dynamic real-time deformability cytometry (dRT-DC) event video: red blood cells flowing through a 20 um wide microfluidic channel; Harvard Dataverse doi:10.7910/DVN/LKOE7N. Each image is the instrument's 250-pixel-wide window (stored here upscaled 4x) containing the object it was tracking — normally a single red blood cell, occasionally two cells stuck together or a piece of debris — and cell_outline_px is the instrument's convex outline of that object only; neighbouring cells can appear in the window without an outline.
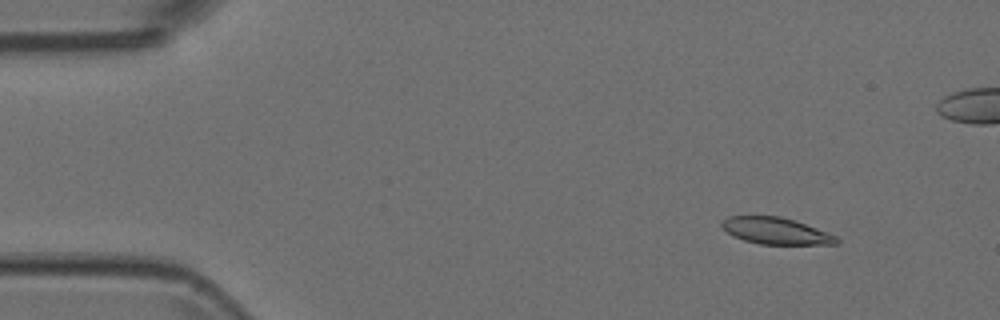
{"species": "Egyptian fruit bat (a non-hibernating species)", "species_latin": "Rousettus aegyptiacus", "temperature_condition": "room temperature", "stored_images_in_passage": 6, "camera_frame_rate_fps": 3000, "um_per_image_px": 0.085, "animal": {"sex": "female"}, "frame": {"image": 1, "passage_image": 2, "time_ms": 0.333, "image_size_px": [1000, 320], "cell_outline_px": [[840, 244], [760, 244], [744, 240], [732, 236], [720, 224], [728, 216], [780, 216], [816, 228], [836, 236], [840, 240]], "centroid_in_image_um": [65.94, 19.63], "position_along_channel_um": 19.1, "area_um2": 17.57}}